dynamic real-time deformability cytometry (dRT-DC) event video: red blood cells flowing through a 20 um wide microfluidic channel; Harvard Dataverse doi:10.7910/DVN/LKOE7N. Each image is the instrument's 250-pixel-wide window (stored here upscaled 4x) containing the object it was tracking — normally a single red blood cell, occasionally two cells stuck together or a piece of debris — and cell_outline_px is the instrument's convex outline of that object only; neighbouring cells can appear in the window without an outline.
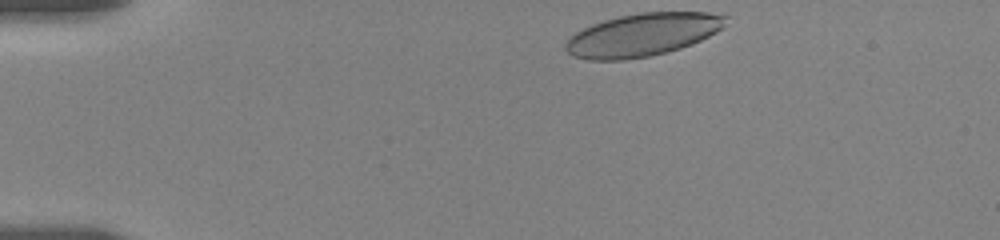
{"species": "human", "species_latin": "Homo sapiens", "temperature_condition": "room temperature", "stored_images_in_passage": 3, "camera_frame_rate_fps": 3000, "um_per_image_px": 0.085, "donor": {"sex": "female"}, "frame": {"image": 1, "passage_image": 1, "time_ms": 0.0, "image_size_px": [1000, 240], "cell_outline_px": [[728, 16], [724, 28], [692, 44], [680, 48], [648, 56], [624, 60], [588, 60], [572, 56], [564, 48], [564, 44], [576, 32], [592, 24], [604, 20], [620, 16], [640, 12], [708, 12]], "centroid_in_image_um": [54.62, 2.95], "position_along_channel_um": 30.4, "area_um2": 39.88}}